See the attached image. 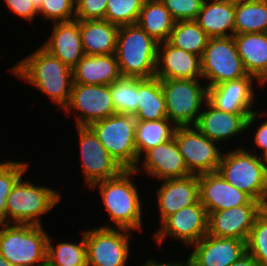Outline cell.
Returning a JSON list of instances; mask_svg holds the SVG:
<instances>
[{
    "instance_id": "cell-1",
    "label": "cell",
    "mask_w": 267,
    "mask_h": 266,
    "mask_svg": "<svg viewBox=\"0 0 267 266\" xmlns=\"http://www.w3.org/2000/svg\"><path fill=\"white\" fill-rule=\"evenodd\" d=\"M10 70L20 79L45 93L61 109L64 110L67 106L74 83L72 69L42 46Z\"/></svg>"
},
{
    "instance_id": "cell-2",
    "label": "cell",
    "mask_w": 267,
    "mask_h": 266,
    "mask_svg": "<svg viewBox=\"0 0 267 266\" xmlns=\"http://www.w3.org/2000/svg\"><path fill=\"white\" fill-rule=\"evenodd\" d=\"M136 173L135 170L124 169L118 176L98 181L90 187H100L103 205L115 228L133 231L142 228L141 201L138 189L130 178Z\"/></svg>"
},
{
    "instance_id": "cell-3",
    "label": "cell",
    "mask_w": 267,
    "mask_h": 266,
    "mask_svg": "<svg viewBox=\"0 0 267 266\" xmlns=\"http://www.w3.org/2000/svg\"><path fill=\"white\" fill-rule=\"evenodd\" d=\"M158 42L137 24L120 26L116 58L122 77L155 76Z\"/></svg>"
},
{
    "instance_id": "cell-4",
    "label": "cell",
    "mask_w": 267,
    "mask_h": 266,
    "mask_svg": "<svg viewBox=\"0 0 267 266\" xmlns=\"http://www.w3.org/2000/svg\"><path fill=\"white\" fill-rule=\"evenodd\" d=\"M0 254L13 266H45L48 234L43 226L0 224Z\"/></svg>"
},
{
    "instance_id": "cell-5",
    "label": "cell",
    "mask_w": 267,
    "mask_h": 266,
    "mask_svg": "<svg viewBox=\"0 0 267 266\" xmlns=\"http://www.w3.org/2000/svg\"><path fill=\"white\" fill-rule=\"evenodd\" d=\"M259 154L238 147L222 154L217 172L232 186L267 207V171Z\"/></svg>"
},
{
    "instance_id": "cell-6",
    "label": "cell",
    "mask_w": 267,
    "mask_h": 266,
    "mask_svg": "<svg viewBox=\"0 0 267 266\" xmlns=\"http://www.w3.org/2000/svg\"><path fill=\"white\" fill-rule=\"evenodd\" d=\"M59 194L50 187L35 186L21 177L6 198L5 223L41 226L40 216L60 202Z\"/></svg>"
},
{
    "instance_id": "cell-7",
    "label": "cell",
    "mask_w": 267,
    "mask_h": 266,
    "mask_svg": "<svg viewBox=\"0 0 267 266\" xmlns=\"http://www.w3.org/2000/svg\"><path fill=\"white\" fill-rule=\"evenodd\" d=\"M136 119L133 115L114 114L89 125L108 153L123 169L140 171L135 146Z\"/></svg>"
},
{
    "instance_id": "cell-8",
    "label": "cell",
    "mask_w": 267,
    "mask_h": 266,
    "mask_svg": "<svg viewBox=\"0 0 267 266\" xmlns=\"http://www.w3.org/2000/svg\"><path fill=\"white\" fill-rule=\"evenodd\" d=\"M160 82L167 118L176 127L195 126L202 111L200 109L208 100V87L201 86L199 79H166Z\"/></svg>"
},
{
    "instance_id": "cell-9",
    "label": "cell",
    "mask_w": 267,
    "mask_h": 266,
    "mask_svg": "<svg viewBox=\"0 0 267 266\" xmlns=\"http://www.w3.org/2000/svg\"><path fill=\"white\" fill-rule=\"evenodd\" d=\"M202 79L207 87L246 77L233 36L209 38L201 57Z\"/></svg>"
},
{
    "instance_id": "cell-10",
    "label": "cell",
    "mask_w": 267,
    "mask_h": 266,
    "mask_svg": "<svg viewBox=\"0 0 267 266\" xmlns=\"http://www.w3.org/2000/svg\"><path fill=\"white\" fill-rule=\"evenodd\" d=\"M131 230L102 226L84 232L88 266H126Z\"/></svg>"
},
{
    "instance_id": "cell-11",
    "label": "cell",
    "mask_w": 267,
    "mask_h": 266,
    "mask_svg": "<svg viewBox=\"0 0 267 266\" xmlns=\"http://www.w3.org/2000/svg\"><path fill=\"white\" fill-rule=\"evenodd\" d=\"M173 137L192 175L217 171L222 157L217 142L202 134L196 126H177Z\"/></svg>"
},
{
    "instance_id": "cell-12",
    "label": "cell",
    "mask_w": 267,
    "mask_h": 266,
    "mask_svg": "<svg viewBox=\"0 0 267 266\" xmlns=\"http://www.w3.org/2000/svg\"><path fill=\"white\" fill-rule=\"evenodd\" d=\"M64 110L68 113H77L76 126H89L93 122L116 114L110 85L73 83L71 96Z\"/></svg>"
},
{
    "instance_id": "cell-13",
    "label": "cell",
    "mask_w": 267,
    "mask_h": 266,
    "mask_svg": "<svg viewBox=\"0 0 267 266\" xmlns=\"http://www.w3.org/2000/svg\"><path fill=\"white\" fill-rule=\"evenodd\" d=\"M208 233V214L198 200L195 204L184 207L168 216L161 228L154 233V239L159 245L167 237H173L187 246L199 242Z\"/></svg>"
},
{
    "instance_id": "cell-14",
    "label": "cell",
    "mask_w": 267,
    "mask_h": 266,
    "mask_svg": "<svg viewBox=\"0 0 267 266\" xmlns=\"http://www.w3.org/2000/svg\"><path fill=\"white\" fill-rule=\"evenodd\" d=\"M82 168L90 188L94 183L118 176L124 169L108 153L89 126H77Z\"/></svg>"
},
{
    "instance_id": "cell-15",
    "label": "cell",
    "mask_w": 267,
    "mask_h": 266,
    "mask_svg": "<svg viewBox=\"0 0 267 266\" xmlns=\"http://www.w3.org/2000/svg\"><path fill=\"white\" fill-rule=\"evenodd\" d=\"M266 208L264 204H244L208 214V233L219 238L247 241L256 218Z\"/></svg>"
},
{
    "instance_id": "cell-16",
    "label": "cell",
    "mask_w": 267,
    "mask_h": 266,
    "mask_svg": "<svg viewBox=\"0 0 267 266\" xmlns=\"http://www.w3.org/2000/svg\"><path fill=\"white\" fill-rule=\"evenodd\" d=\"M205 104L208 110L201 111L195 126L210 140L218 143L243 133L264 114L261 110L254 113H228L216 109L208 101Z\"/></svg>"
},
{
    "instance_id": "cell-17",
    "label": "cell",
    "mask_w": 267,
    "mask_h": 266,
    "mask_svg": "<svg viewBox=\"0 0 267 266\" xmlns=\"http://www.w3.org/2000/svg\"><path fill=\"white\" fill-rule=\"evenodd\" d=\"M199 201L207 214L244 204H263L229 184L217 171L198 175Z\"/></svg>"
},
{
    "instance_id": "cell-18",
    "label": "cell",
    "mask_w": 267,
    "mask_h": 266,
    "mask_svg": "<svg viewBox=\"0 0 267 266\" xmlns=\"http://www.w3.org/2000/svg\"><path fill=\"white\" fill-rule=\"evenodd\" d=\"M188 266H229L246 253V242L206 234L191 246Z\"/></svg>"
},
{
    "instance_id": "cell-19",
    "label": "cell",
    "mask_w": 267,
    "mask_h": 266,
    "mask_svg": "<svg viewBox=\"0 0 267 266\" xmlns=\"http://www.w3.org/2000/svg\"><path fill=\"white\" fill-rule=\"evenodd\" d=\"M252 75L208 87V102L216 109L228 113H254L255 94Z\"/></svg>"
},
{
    "instance_id": "cell-20",
    "label": "cell",
    "mask_w": 267,
    "mask_h": 266,
    "mask_svg": "<svg viewBox=\"0 0 267 266\" xmlns=\"http://www.w3.org/2000/svg\"><path fill=\"white\" fill-rule=\"evenodd\" d=\"M155 76L160 80L202 79L201 57L168 41L158 43Z\"/></svg>"
},
{
    "instance_id": "cell-21",
    "label": "cell",
    "mask_w": 267,
    "mask_h": 266,
    "mask_svg": "<svg viewBox=\"0 0 267 266\" xmlns=\"http://www.w3.org/2000/svg\"><path fill=\"white\" fill-rule=\"evenodd\" d=\"M142 167L153 178L160 180L185 178L192 175L180 154L179 147L174 139L166 141L144 153Z\"/></svg>"
},
{
    "instance_id": "cell-22",
    "label": "cell",
    "mask_w": 267,
    "mask_h": 266,
    "mask_svg": "<svg viewBox=\"0 0 267 266\" xmlns=\"http://www.w3.org/2000/svg\"><path fill=\"white\" fill-rule=\"evenodd\" d=\"M52 34L42 47L73 69L85 55L79 29V20L53 22Z\"/></svg>"
},
{
    "instance_id": "cell-23",
    "label": "cell",
    "mask_w": 267,
    "mask_h": 266,
    "mask_svg": "<svg viewBox=\"0 0 267 266\" xmlns=\"http://www.w3.org/2000/svg\"><path fill=\"white\" fill-rule=\"evenodd\" d=\"M161 181L163 184L157 188L156 194L161 222L199 200L198 175Z\"/></svg>"
},
{
    "instance_id": "cell-24",
    "label": "cell",
    "mask_w": 267,
    "mask_h": 266,
    "mask_svg": "<svg viewBox=\"0 0 267 266\" xmlns=\"http://www.w3.org/2000/svg\"><path fill=\"white\" fill-rule=\"evenodd\" d=\"M72 74L74 83L86 85H111L122 77L115 53L84 55Z\"/></svg>"
},
{
    "instance_id": "cell-25",
    "label": "cell",
    "mask_w": 267,
    "mask_h": 266,
    "mask_svg": "<svg viewBox=\"0 0 267 266\" xmlns=\"http://www.w3.org/2000/svg\"><path fill=\"white\" fill-rule=\"evenodd\" d=\"M233 38L246 72L259 84L267 83V33L234 34Z\"/></svg>"
},
{
    "instance_id": "cell-26",
    "label": "cell",
    "mask_w": 267,
    "mask_h": 266,
    "mask_svg": "<svg viewBox=\"0 0 267 266\" xmlns=\"http://www.w3.org/2000/svg\"><path fill=\"white\" fill-rule=\"evenodd\" d=\"M195 21L210 38L233 36L235 4L227 0H204Z\"/></svg>"
},
{
    "instance_id": "cell-27",
    "label": "cell",
    "mask_w": 267,
    "mask_h": 266,
    "mask_svg": "<svg viewBox=\"0 0 267 266\" xmlns=\"http://www.w3.org/2000/svg\"><path fill=\"white\" fill-rule=\"evenodd\" d=\"M85 55H108L116 52L119 26L107 20H79Z\"/></svg>"
},
{
    "instance_id": "cell-28",
    "label": "cell",
    "mask_w": 267,
    "mask_h": 266,
    "mask_svg": "<svg viewBox=\"0 0 267 266\" xmlns=\"http://www.w3.org/2000/svg\"><path fill=\"white\" fill-rule=\"evenodd\" d=\"M133 116L141 121L168 119L161 82L156 76L138 78V109Z\"/></svg>"
},
{
    "instance_id": "cell-29",
    "label": "cell",
    "mask_w": 267,
    "mask_h": 266,
    "mask_svg": "<svg viewBox=\"0 0 267 266\" xmlns=\"http://www.w3.org/2000/svg\"><path fill=\"white\" fill-rule=\"evenodd\" d=\"M136 24L161 43L168 41L175 20L160 0H144Z\"/></svg>"
},
{
    "instance_id": "cell-30",
    "label": "cell",
    "mask_w": 267,
    "mask_h": 266,
    "mask_svg": "<svg viewBox=\"0 0 267 266\" xmlns=\"http://www.w3.org/2000/svg\"><path fill=\"white\" fill-rule=\"evenodd\" d=\"M267 33V0L235 4L234 34Z\"/></svg>"
},
{
    "instance_id": "cell-31",
    "label": "cell",
    "mask_w": 267,
    "mask_h": 266,
    "mask_svg": "<svg viewBox=\"0 0 267 266\" xmlns=\"http://www.w3.org/2000/svg\"><path fill=\"white\" fill-rule=\"evenodd\" d=\"M176 126L169 119L136 121L135 146L138 158L147 150L173 138Z\"/></svg>"
},
{
    "instance_id": "cell-32",
    "label": "cell",
    "mask_w": 267,
    "mask_h": 266,
    "mask_svg": "<svg viewBox=\"0 0 267 266\" xmlns=\"http://www.w3.org/2000/svg\"><path fill=\"white\" fill-rule=\"evenodd\" d=\"M209 38L195 20L175 21L168 42L202 57Z\"/></svg>"
},
{
    "instance_id": "cell-33",
    "label": "cell",
    "mask_w": 267,
    "mask_h": 266,
    "mask_svg": "<svg viewBox=\"0 0 267 266\" xmlns=\"http://www.w3.org/2000/svg\"><path fill=\"white\" fill-rule=\"evenodd\" d=\"M47 266H88L87 265V247L85 236L79 244L60 242L56 247L52 244L51 238L48 236L47 240V253H46Z\"/></svg>"
},
{
    "instance_id": "cell-34",
    "label": "cell",
    "mask_w": 267,
    "mask_h": 266,
    "mask_svg": "<svg viewBox=\"0 0 267 266\" xmlns=\"http://www.w3.org/2000/svg\"><path fill=\"white\" fill-rule=\"evenodd\" d=\"M117 114L134 115L138 109V78L121 77L110 85Z\"/></svg>"
},
{
    "instance_id": "cell-35",
    "label": "cell",
    "mask_w": 267,
    "mask_h": 266,
    "mask_svg": "<svg viewBox=\"0 0 267 266\" xmlns=\"http://www.w3.org/2000/svg\"><path fill=\"white\" fill-rule=\"evenodd\" d=\"M144 0H108L105 20L117 26L137 23Z\"/></svg>"
},
{
    "instance_id": "cell-36",
    "label": "cell",
    "mask_w": 267,
    "mask_h": 266,
    "mask_svg": "<svg viewBox=\"0 0 267 266\" xmlns=\"http://www.w3.org/2000/svg\"><path fill=\"white\" fill-rule=\"evenodd\" d=\"M248 252L260 266H267V207L256 218L246 241Z\"/></svg>"
},
{
    "instance_id": "cell-37",
    "label": "cell",
    "mask_w": 267,
    "mask_h": 266,
    "mask_svg": "<svg viewBox=\"0 0 267 266\" xmlns=\"http://www.w3.org/2000/svg\"><path fill=\"white\" fill-rule=\"evenodd\" d=\"M27 170V162L10 160L6 164L0 166V224L5 223L6 198L15 183Z\"/></svg>"
},
{
    "instance_id": "cell-38",
    "label": "cell",
    "mask_w": 267,
    "mask_h": 266,
    "mask_svg": "<svg viewBox=\"0 0 267 266\" xmlns=\"http://www.w3.org/2000/svg\"><path fill=\"white\" fill-rule=\"evenodd\" d=\"M53 22L74 20L76 16L75 0H43L38 15Z\"/></svg>"
},
{
    "instance_id": "cell-39",
    "label": "cell",
    "mask_w": 267,
    "mask_h": 266,
    "mask_svg": "<svg viewBox=\"0 0 267 266\" xmlns=\"http://www.w3.org/2000/svg\"><path fill=\"white\" fill-rule=\"evenodd\" d=\"M175 21L195 20L204 0H160Z\"/></svg>"
},
{
    "instance_id": "cell-40",
    "label": "cell",
    "mask_w": 267,
    "mask_h": 266,
    "mask_svg": "<svg viewBox=\"0 0 267 266\" xmlns=\"http://www.w3.org/2000/svg\"><path fill=\"white\" fill-rule=\"evenodd\" d=\"M108 0H75L77 20H105Z\"/></svg>"
},
{
    "instance_id": "cell-41",
    "label": "cell",
    "mask_w": 267,
    "mask_h": 266,
    "mask_svg": "<svg viewBox=\"0 0 267 266\" xmlns=\"http://www.w3.org/2000/svg\"><path fill=\"white\" fill-rule=\"evenodd\" d=\"M8 8L17 16L27 21H31L38 14L31 0H5Z\"/></svg>"
},
{
    "instance_id": "cell-42",
    "label": "cell",
    "mask_w": 267,
    "mask_h": 266,
    "mask_svg": "<svg viewBox=\"0 0 267 266\" xmlns=\"http://www.w3.org/2000/svg\"><path fill=\"white\" fill-rule=\"evenodd\" d=\"M259 125L254 135V144L264 152L267 150V120Z\"/></svg>"
},
{
    "instance_id": "cell-43",
    "label": "cell",
    "mask_w": 267,
    "mask_h": 266,
    "mask_svg": "<svg viewBox=\"0 0 267 266\" xmlns=\"http://www.w3.org/2000/svg\"><path fill=\"white\" fill-rule=\"evenodd\" d=\"M229 266H260V265L248 252H246L236 262H234Z\"/></svg>"
},
{
    "instance_id": "cell-44",
    "label": "cell",
    "mask_w": 267,
    "mask_h": 266,
    "mask_svg": "<svg viewBox=\"0 0 267 266\" xmlns=\"http://www.w3.org/2000/svg\"><path fill=\"white\" fill-rule=\"evenodd\" d=\"M142 266H188V261L186 260V262L185 263H181V262H168V263H166V262H160V263H158L157 261H154V260H149V261H147V262H145V264L144 265H142Z\"/></svg>"
},
{
    "instance_id": "cell-45",
    "label": "cell",
    "mask_w": 267,
    "mask_h": 266,
    "mask_svg": "<svg viewBox=\"0 0 267 266\" xmlns=\"http://www.w3.org/2000/svg\"><path fill=\"white\" fill-rule=\"evenodd\" d=\"M262 155H260L261 161L263 163V165L265 166V169L267 171V150L264 151L263 153H261Z\"/></svg>"
},
{
    "instance_id": "cell-46",
    "label": "cell",
    "mask_w": 267,
    "mask_h": 266,
    "mask_svg": "<svg viewBox=\"0 0 267 266\" xmlns=\"http://www.w3.org/2000/svg\"><path fill=\"white\" fill-rule=\"evenodd\" d=\"M0 266H13L0 254Z\"/></svg>"
},
{
    "instance_id": "cell-47",
    "label": "cell",
    "mask_w": 267,
    "mask_h": 266,
    "mask_svg": "<svg viewBox=\"0 0 267 266\" xmlns=\"http://www.w3.org/2000/svg\"><path fill=\"white\" fill-rule=\"evenodd\" d=\"M35 8L38 10L41 7L43 0H31Z\"/></svg>"
},
{
    "instance_id": "cell-48",
    "label": "cell",
    "mask_w": 267,
    "mask_h": 266,
    "mask_svg": "<svg viewBox=\"0 0 267 266\" xmlns=\"http://www.w3.org/2000/svg\"><path fill=\"white\" fill-rule=\"evenodd\" d=\"M227 1L230 2V3L236 4V3H241L243 1H248V0H227Z\"/></svg>"
},
{
    "instance_id": "cell-49",
    "label": "cell",
    "mask_w": 267,
    "mask_h": 266,
    "mask_svg": "<svg viewBox=\"0 0 267 266\" xmlns=\"http://www.w3.org/2000/svg\"><path fill=\"white\" fill-rule=\"evenodd\" d=\"M8 162V160L7 161H5V162H0V166H2V165H4V164H6Z\"/></svg>"
}]
</instances>
